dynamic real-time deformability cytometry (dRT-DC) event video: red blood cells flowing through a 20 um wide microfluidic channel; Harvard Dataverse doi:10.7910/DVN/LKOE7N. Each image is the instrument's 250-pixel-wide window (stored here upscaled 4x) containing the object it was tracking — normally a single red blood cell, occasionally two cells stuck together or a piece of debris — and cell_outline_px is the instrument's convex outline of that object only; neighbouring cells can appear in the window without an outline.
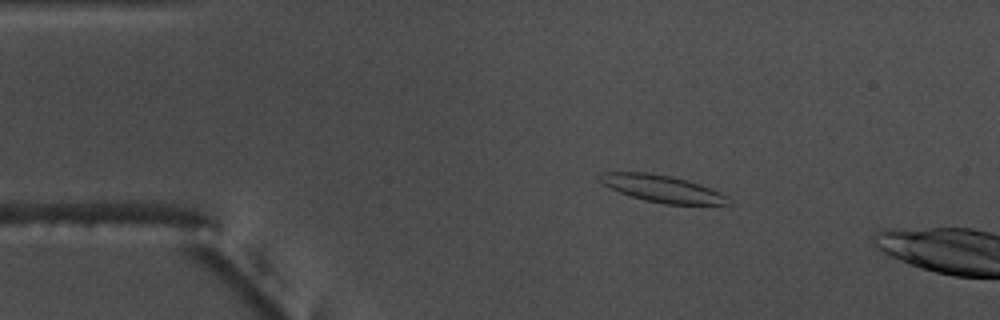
{"species": "common noctule bat (a hibernating species)", "species_latin": "Nyctalus noctula", "temperature_condition": "warm", "stored_images_in_passage": 11, "camera_frame_rate_fps": 3000, "um_per_image_px": 0.085, "animal": {"sex": "male", "body_mass_g": 17.5, "forearm_length_mm": 52.3}, "frame": {"image": 1, "passage_image": 7, "time_ms": 2.0, "image_size_px": [1000, 320], "cell_outline_px": [[732, 204], [664, 204], [644, 200], [620, 192], [596, 180], [596, 176], [600, 172], [644, 172], [668, 176], [700, 184], [720, 192], [728, 196]], "centroid_in_image_um": [56.25, 16.03], "position_along_channel_um": 28.8, "area_um2": 20.0}}